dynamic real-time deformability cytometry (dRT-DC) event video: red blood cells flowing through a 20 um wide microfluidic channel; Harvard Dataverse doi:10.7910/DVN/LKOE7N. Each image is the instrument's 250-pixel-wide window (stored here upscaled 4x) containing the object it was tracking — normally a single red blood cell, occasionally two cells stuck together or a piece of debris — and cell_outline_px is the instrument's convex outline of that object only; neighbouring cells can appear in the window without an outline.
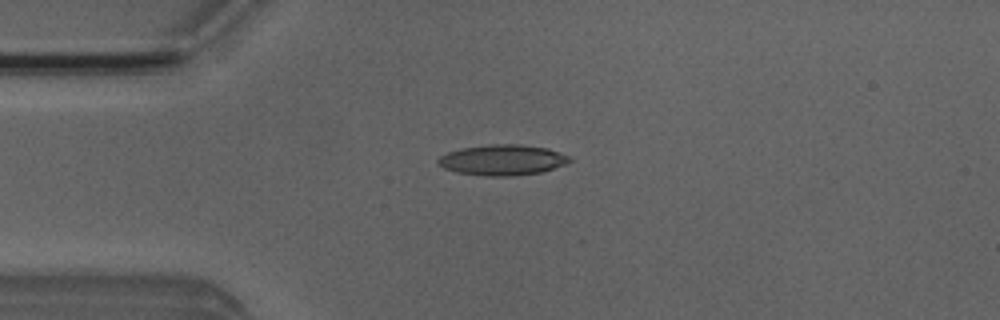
{"species": "Egyptian fruit bat (a non-hibernating species)", "species_latin": "Rousettus aegyptiacus", "temperature_condition": "room temperature", "stored_images_in_passage": 5, "camera_frame_rate_fps": 3000, "um_per_image_px": 0.085, "animal": {"sex": "male"}, "frame": {"image": 1, "passage_image": 3, "time_ms": 3.0, "image_size_px": [1000, 320], "cell_outline_px": [[572, 160], [568, 164], [540, 172], [512, 176], [488, 176], [456, 172], [444, 168], [436, 164], [436, 160], [440, 156], [448, 152], [464, 148], [492, 144], [520, 144], [548, 148], [568, 156]], "centroid_in_image_um": [42.71, 13.6], "position_along_channel_um": 42.3, "area_um2": 23.41}}